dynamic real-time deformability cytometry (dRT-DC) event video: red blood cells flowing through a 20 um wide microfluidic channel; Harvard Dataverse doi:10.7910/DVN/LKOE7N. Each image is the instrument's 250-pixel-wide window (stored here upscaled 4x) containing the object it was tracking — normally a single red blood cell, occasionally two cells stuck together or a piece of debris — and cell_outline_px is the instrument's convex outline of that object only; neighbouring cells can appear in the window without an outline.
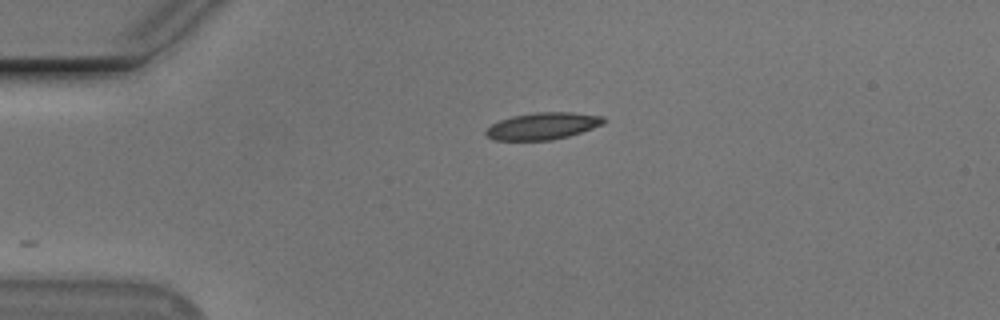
{"species": "Egyptian fruit bat (a non-hibernating species)", "species_latin": "Rousettus aegyptiacus", "temperature_condition": "cold", "stored_images_in_passage": 15, "camera_frame_rate_fps": 3000, "um_per_image_px": 0.085, "animal": {"sex": "male"}, "frame": {"image": 1, "passage_image": 1, "time_ms": 0.0, "image_size_px": [1000, 320], "cell_outline_px": [[604, 124], [568, 136], [552, 140], [496, 140], [488, 136], [484, 132], [492, 124], [500, 120], [512, 116], [536, 112], [572, 112], [604, 116]], "centroid_in_image_um": [46.14, 10.7], "position_along_channel_um": 38.9, "area_um2": 18.32}}
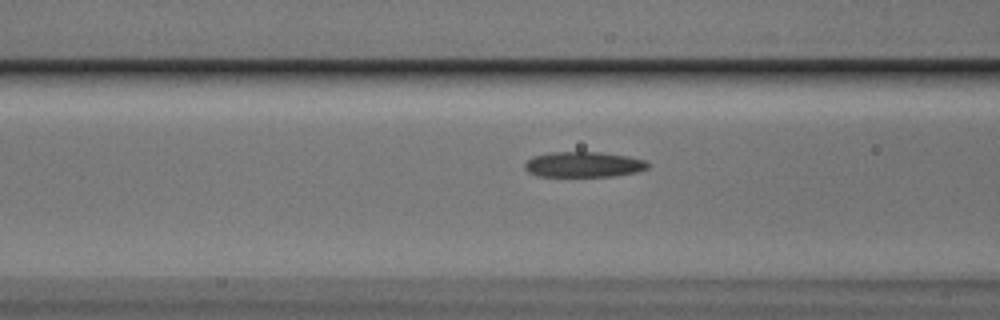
{"frame": {"image": 2, "passage_image": 10, "time_ms": 3.0, "image_size_px": [1000, 320], "cell_outline_px": [[648, 168], [636, 172], [608, 176], [536, 176], [528, 172], [524, 168], [524, 164], [532, 156], [552, 152], [600, 152], [628, 156], [644, 160], [648, 164]], "centroid_in_image_um": [49.56, 13.97], "position_along_channel_um": 117.0, "area_um2": 18.15}}